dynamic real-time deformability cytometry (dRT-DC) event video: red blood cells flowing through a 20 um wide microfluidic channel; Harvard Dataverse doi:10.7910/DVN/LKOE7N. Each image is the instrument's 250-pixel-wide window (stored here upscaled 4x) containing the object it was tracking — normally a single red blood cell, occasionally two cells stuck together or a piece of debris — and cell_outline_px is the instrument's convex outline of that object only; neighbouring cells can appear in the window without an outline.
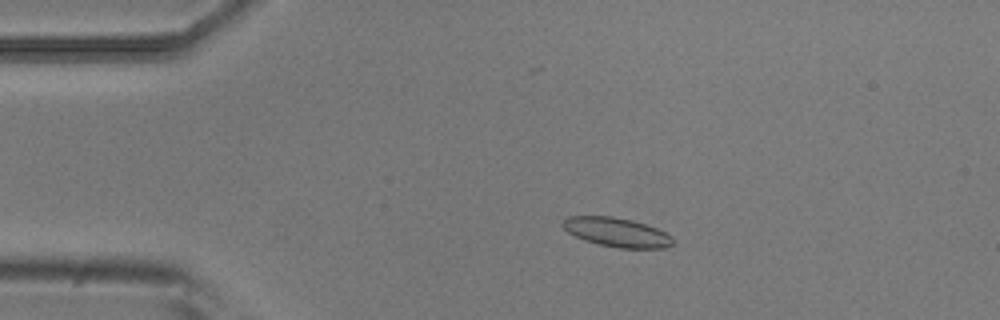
{"species": "common noctule bat (a hibernating species)", "species_latin": "Nyctalus noctula", "temperature_condition": "room temperature", "stored_images_in_passage": 5, "camera_frame_rate_fps": 3000, "um_per_image_px": 0.085, "animal": {"sex": "male", "body_mass_g": 20.5, "forearm_length_mm": 52.5}, "frame": {"image": 1, "passage_image": 3, "time_ms": 0.667, "image_size_px": [1000, 320], "cell_outline_px": [[672, 244], [668, 248], [620, 248], [600, 244], [584, 240], [568, 232], [560, 224], [568, 216], [612, 216], [632, 220], [656, 228], [672, 236]], "centroid_in_image_um": [52.41, 19.74], "position_along_channel_um": 32.6, "area_um2": 18.55}}
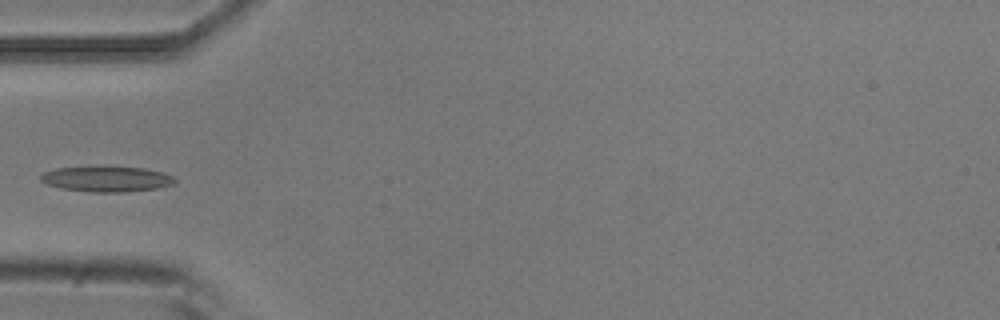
{"frame": {"image": 2, "passage_image": 5, "time_ms": 1.333, "image_size_px": [1000, 320], "cell_outline_px": [[176, 184], [156, 188], [124, 192], [92, 192], [60, 188], [48, 184], [40, 180], [40, 176], [44, 172], [56, 168], [144, 168], [164, 172], [172, 176], [176, 180]], "centroid_in_image_um": [9.1, 15.24], "position_along_channel_um": 75.9, "area_um2": 19.42}}